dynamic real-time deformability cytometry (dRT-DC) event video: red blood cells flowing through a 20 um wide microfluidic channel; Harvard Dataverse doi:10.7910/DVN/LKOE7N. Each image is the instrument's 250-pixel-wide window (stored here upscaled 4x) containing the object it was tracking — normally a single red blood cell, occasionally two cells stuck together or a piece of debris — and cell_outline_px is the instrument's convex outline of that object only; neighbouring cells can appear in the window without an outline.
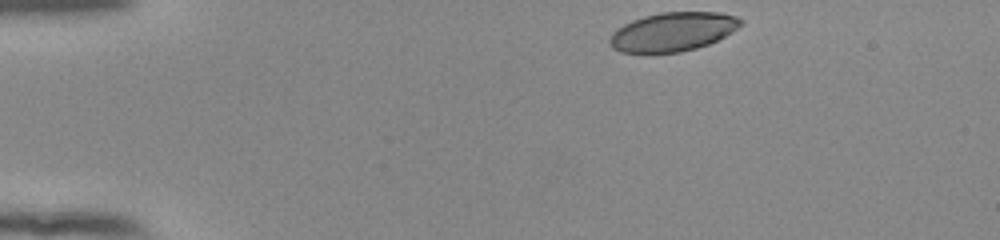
{"species": "human", "species_latin": "Homo sapiens", "temperature_condition": "room temperature", "stored_images_in_passage": 39, "camera_frame_rate_fps": 3000, "um_per_image_px": 0.085, "donor": {"sex": "female"}, "frame": {"image": 1, "passage_image": 1, "time_ms": 0.0, "image_size_px": [1000, 240], "cell_outline_px": [[744, 24], [732, 32], [708, 44], [696, 48], [680, 52], [620, 52], [612, 48], [608, 40], [612, 32], [624, 24], [632, 20], [644, 16], [660, 12], [724, 12], [736, 16], [744, 20]], "centroid_in_image_um": [57.21, 2.68], "position_along_channel_um": 27.8, "area_um2": 29.77}}
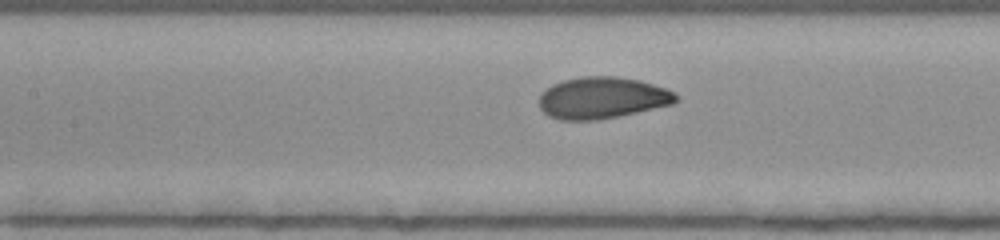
{"frame": {"image": 2, "passage_image": 17, "time_ms": 5.333, "image_size_px": [1000, 240], "cell_outline_px": [[680, 100], [672, 104], [620, 116], [596, 120], [560, 120], [548, 116], [540, 108], [540, 92], [552, 84], [564, 80], [584, 76], [612, 76], [640, 80], [676, 92], [680, 96]], "centroid_in_image_um": [51.2, 8.32], "position_along_channel_um": 156.2, "area_um2": 33.35}}
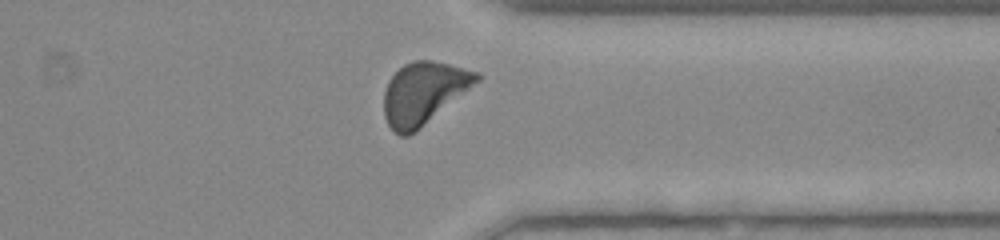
{"frame": {"image": 3, "passage_image": 34, "time_ms": 11.0, "image_size_px": [1000, 240], "cell_outline_px": [[484, 76], [480, 80], [416, 132], [408, 136], [400, 136], [388, 124], [384, 116], [384, 92], [388, 80], [404, 64], [416, 60], [432, 60], [480, 72]], "centroid_in_image_um": [36.02, 7.91], "position_along_channel_um": 375.4, "area_um2": 33.47}, "authors_computed_cell_mechanics": {"area_um2": 32.079, "velocity_mm_per_s": 3.9003, "shape_relaxation_time_tau1_ms": 2.2931, "shape_relaxation_time_tau2_ms": 2.0671, "deformation_change_tau1": 0.1205, "deformation_change_tau2": 0.0536}}